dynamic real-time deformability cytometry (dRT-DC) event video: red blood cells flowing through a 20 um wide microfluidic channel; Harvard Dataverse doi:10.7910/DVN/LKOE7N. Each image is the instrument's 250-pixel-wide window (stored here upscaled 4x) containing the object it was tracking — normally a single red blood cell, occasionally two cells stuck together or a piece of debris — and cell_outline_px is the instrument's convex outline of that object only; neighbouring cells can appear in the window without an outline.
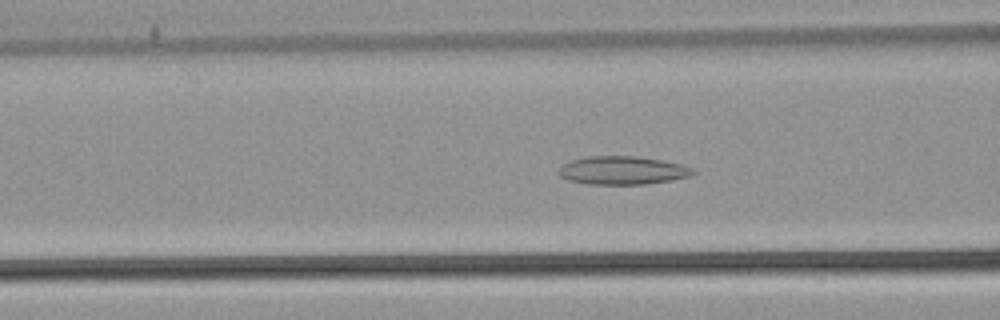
{"species": "common noctule bat (a hibernating species)", "species_latin": "Nyctalus noctula", "temperature_condition": "warm", "stored_images_in_passage": 37, "camera_frame_rate_fps": 3000, "um_per_image_px": 0.085, "animal": {"sex": "male", "body_mass_g": 21.5, "forearm_length_mm": 52.0}, "frame": {"image": 1, "passage_image": 5, "time_ms": 1.333, "image_size_px": [1000, 320], "cell_outline_px": [[696, 172], [688, 176], [672, 180], [648, 184], [588, 184], [568, 180], [560, 176], [560, 168], [564, 164], [572, 160], [588, 156], [636, 156], [660, 160], [680, 164], [692, 168]], "centroid_in_image_um": [52.92, 14.49], "position_along_channel_um": 113.7, "area_um2": 21.91}}
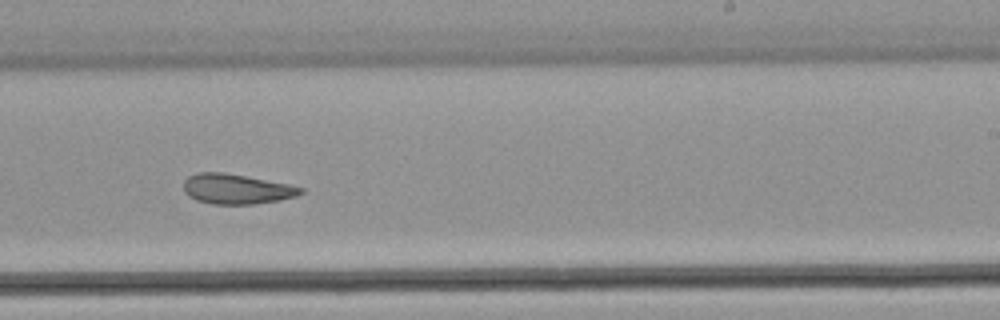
{"frame": {"image": 2, "passage_image": 17, "time_ms": 5.333, "image_size_px": [1000, 320], "cell_outline_px": [[304, 192], [296, 196], [280, 200], [252, 204], [212, 204], [196, 200], [188, 196], [184, 192], [184, 180], [188, 176], [196, 172], [224, 172], [288, 184], [304, 188]], "centroid_in_image_um": [20.07, 16.06], "position_along_channel_um": 268.9, "area_um2": 20.52}}
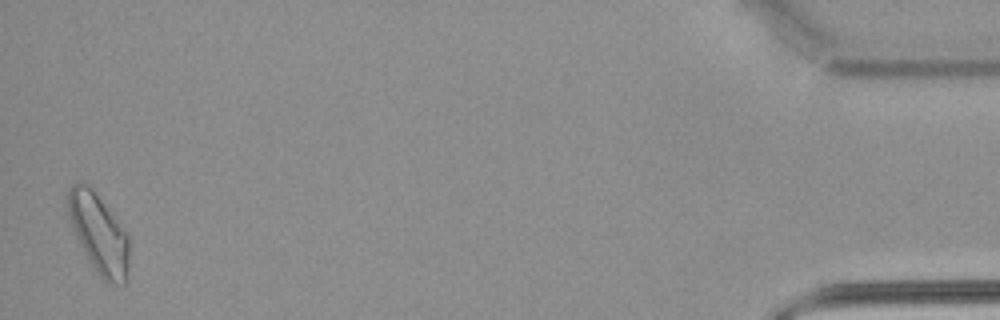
{"frame": {"image": 3, "passage_image": 36, "time_ms": 11.667, "image_size_px": [1000, 320], "cell_outline_px": [[128, 280], [124, 284], [108, 284], [100, 276], [84, 252], [72, 228], [68, 212], [68, 188], [76, 180], [80, 180], [88, 184], [92, 188], [128, 236]], "centroid_in_image_um": [8.38, 19.85], "position_along_channel_um": 426.8, "area_um2": 27.98}, "authors_computed_cell_mechanics": {"area_um2": 21.386, "velocity_mm_per_s": 3.8894, "shape_relaxation_time_tau1_ms": null, "shape_relaxation_time_tau2_ms": 4.595, "deformation_change_tau1": null, "deformation_change_tau2": 0.1325}}